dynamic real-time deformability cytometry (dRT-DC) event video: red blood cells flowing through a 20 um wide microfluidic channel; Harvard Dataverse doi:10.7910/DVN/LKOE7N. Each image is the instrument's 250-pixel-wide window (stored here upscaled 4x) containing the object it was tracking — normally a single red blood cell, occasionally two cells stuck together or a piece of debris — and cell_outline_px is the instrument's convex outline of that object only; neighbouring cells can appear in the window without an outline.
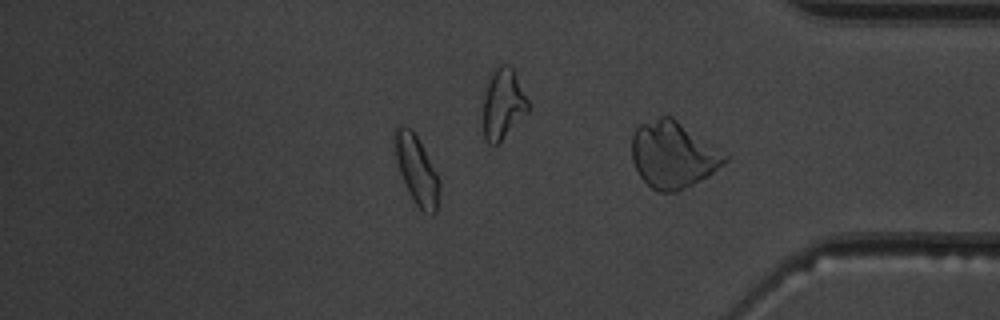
{"species": "common noctule bat (a hibernating species)", "species_latin": "Nyctalus noctula", "temperature_condition": "warm", "stored_images_in_passage": 40, "segment_of_instrument_passage": [2, 2], "camera_frame_rate_fps": 3000, "um_per_image_px": 0.085, "animal": {"sex": "male", "body_mass_g": 19.5, "forearm_length_mm": 54.6}, "frame": {"image": 1, "passage_image": 32, "time_ms": 10.333, "image_size_px": [1000, 320], "cell_outline_px": [[440, 188], [436, 212], [432, 216], [424, 212], [416, 204], [400, 172], [396, 160], [392, 136], [396, 124], [400, 124], [412, 128], [436, 172], [440, 180]], "centroid_in_image_um": [35.39, 14.37], "position_along_channel_um": 399.8, "area_um2": 17.8}}